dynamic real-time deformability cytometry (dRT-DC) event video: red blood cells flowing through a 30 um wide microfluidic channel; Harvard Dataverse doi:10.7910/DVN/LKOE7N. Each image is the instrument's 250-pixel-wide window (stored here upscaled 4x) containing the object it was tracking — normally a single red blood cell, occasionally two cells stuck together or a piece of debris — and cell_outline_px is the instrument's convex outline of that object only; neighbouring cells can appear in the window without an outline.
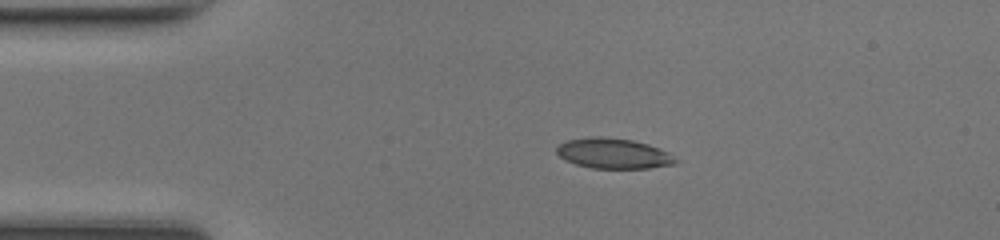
{"species": "common noctule bat (a hibernating species)", "species_latin": "Nyctalus noctula", "temperature_condition": "room temperature", "stored_images_in_passage": 39, "camera_frame_rate_fps": 3000, "um_per_image_px": 0.085, "animal": {"sex": "female", "body_mass_g": 17.0, "forearm_length_mm": 48.0}, "frame": {"image": 1, "passage_image": 1, "time_ms": 0.0, "image_size_px": [1000, 240], "cell_outline_px": [[680, 160], [676, 164], [648, 168], [592, 168], [576, 164], [564, 160], [556, 152], [556, 148], [560, 144], [568, 140], [592, 136], [600, 136], [632, 140], [648, 144], [660, 148], [668, 152]], "centroid_in_image_um": [52.17, 13.04], "position_along_channel_um": 32.8, "area_um2": 21.1}}
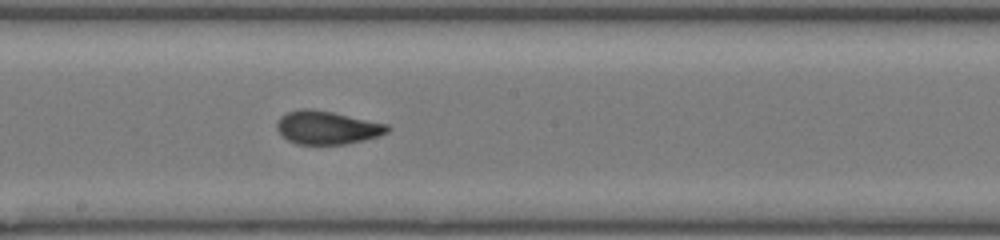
{"frame": {"image": 2, "passage_image": 17, "time_ms": 5.333, "image_size_px": [1000, 240], "cell_outline_px": [[392, 128], [388, 132], [380, 136], [364, 140], [344, 144], [296, 144], [288, 140], [276, 128], [276, 124], [280, 116], [288, 112], [300, 108], [308, 108], [332, 112], [388, 124]], "centroid_in_image_um": [27.82, 10.84], "position_along_channel_um": 220.4, "area_um2": 21.44}}
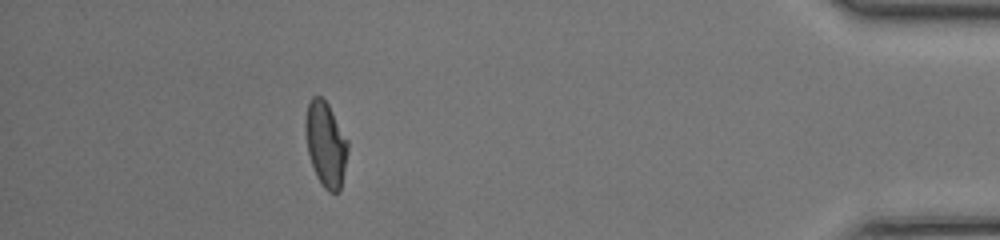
{"frame": {"image": 3, "passage_image": 34, "time_ms": 11.0, "image_size_px": [1000, 240], "cell_outline_px": [[348, 152], [340, 188], [336, 192], [328, 192], [324, 188], [316, 176], [308, 152], [304, 132], [304, 120], [308, 104], [312, 96], [320, 96], [328, 104], [348, 140]], "centroid_in_image_um": [27.67, 12.23], "position_along_channel_um": 407.5, "area_um2": 20.92}, "authors_computed_cell_mechanics": {"area_um2": 21.0392, "velocity_mm_per_s": 4.3365, "shape_relaxation_time_tau1_ms": 8.1477, "shape_relaxation_time_tau2_ms": 1.0546, "deformation_change_tau1": 0.2457, "deformation_change_tau2": 0.0684}}